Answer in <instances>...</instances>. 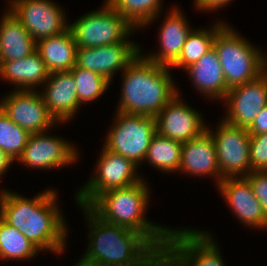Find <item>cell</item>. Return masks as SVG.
Segmentation results:
<instances>
[{
  "label": "cell",
  "instance_id": "cell-1",
  "mask_svg": "<svg viewBox=\"0 0 267 266\" xmlns=\"http://www.w3.org/2000/svg\"><path fill=\"white\" fill-rule=\"evenodd\" d=\"M57 192L44 190L33 198L2 190L0 217L36 245L41 251H65L67 226L57 205Z\"/></svg>",
  "mask_w": 267,
  "mask_h": 266
},
{
  "label": "cell",
  "instance_id": "cell-2",
  "mask_svg": "<svg viewBox=\"0 0 267 266\" xmlns=\"http://www.w3.org/2000/svg\"><path fill=\"white\" fill-rule=\"evenodd\" d=\"M89 247L77 263L101 266H162V253L141 233L99 218L88 206Z\"/></svg>",
  "mask_w": 267,
  "mask_h": 266
},
{
  "label": "cell",
  "instance_id": "cell-3",
  "mask_svg": "<svg viewBox=\"0 0 267 266\" xmlns=\"http://www.w3.org/2000/svg\"><path fill=\"white\" fill-rule=\"evenodd\" d=\"M170 71L140 53L123 71L117 111L156 116L179 93Z\"/></svg>",
  "mask_w": 267,
  "mask_h": 266
},
{
  "label": "cell",
  "instance_id": "cell-4",
  "mask_svg": "<svg viewBox=\"0 0 267 266\" xmlns=\"http://www.w3.org/2000/svg\"><path fill=\"white\" fill-rule=\"evenodd\" d=\"M149 189L146 181L142 179L131 186L103 192L88 207L105 222L143 234L163 253L170 228L154 225L146 219Z\"/></svg>",
  "mask_w": 267,
  "mask_h": 266
},
{
  "label": "cell",
  "instance_id": "cell-5",
  "mask_svg": "<svg viewBox=\"0 0 267 266\" xmlns=\"http://www.w3.org/2000/svg\"><path fill=\"white\" fill-rule=\"evenodd\" d=\"M239 34L226 24L213 42L229 89L255 80L263 73L264 54Z\"/></svg>",
  "mask_w": 267,
  "mask_h": 266
},
{
  "label": "cell",
  "instance_id": "cell-6",
  "mask_svg": "<svg viewBox=\"0 0 267 266\" xmlns=\"http://www.w3.org/2000/svg\"><path fill=\"white\" fill-rule=\"evenodd\" d=\"M170 229L162 266H225L218 245L208 232Z\"/></svg>",
  "mask_w": 267,
  "mask_h": 266
},
{
  "label": "cell",
  "instance_id": "cell-7",
  "mask_svg": "<svg viewBox=\"0 0 267 266\" xmlns=\"http://www.w3.org/2000/svg\"><path fill=\"white\" fill-rule=\"evenodd\" d=\"M77 47H100L123 41L136 31L123 15L106 1L99 11L84 14L69 25ZM132 32V33H131Z\"/></svg>",
  "mask_w": 267,
  "mask_h": 266
},
{
  "label": "cell",
  "instance_id": "cell-8",
  "mask_svg": "<svg viewBox=\"0 0 267 266\" xmlns=\"http://www.w3.org/2000/svg\"><path fill=\"white\" fill-rule=\"evenodd\" d=\"M114 117L116 124L111 126L104 147L139 165L145 161L152 137L156 134L155 116L117 111Z\"/></svg>",
  "mask_w": 267,
  "mask_h": 266
},
{
  "label": "cell",
  "instance_id": "cell-9",
  "mask_svg": "<svg viewBox=\"0 0 267 266\" xmlns=\"http://www.w3.org/2000/svg\"><path fill=\"white\" fill-rule=\"evenodd\" d=\"M95 174L75 196L79 206H89L105 191L131 186L142 180L132 160L107 150L104 146L97 161Z\"/></svg>",
  "mask_w": 267,
  "mask_h": 266
},
{
  "label": "cell",
  "instance_id": "cell-10",
  "mask_svg": "<svg viewBox=\"0 0 267 266\" xmlns=\"http://www.w3.org/2000/svg\"><path fill=\"white\" fill-rule=\"evenodd\" d=\"M216 132L207 127L215 141L220 175L225 178L246 177L251 172L249 143L251 135L246 128L221 120Z\"/></svg>",
  "mask_w": 267,
  "mask_h": 266
},
{
  "label": "cell",
  "instance_id": "cell-11",
  "mask_svg": "<svg viewBox=\"0 0 267 266\" xmlns=\"http://www.w3.org/2000/svg\"><path fill=\"white\" fill-rule=\"evenodd\" d=\"M8 4V10L36 42L69 29L65 12L51 0H10Z\"/></svg>",
  "mask_w": 267,
  "mask_h": 266
},
{
  "label": "cell",
  "instance_id": "cell-12",
  "mask_svg": "<svg viewBox=\"0 0 267 266\" xmlns=\"http://www.w3.org/2000/svg\"><path fill=\"white\" fill-rule=\"evenodd\" d=\"M0 109L30 134L48 131L57 123L48 112L40 91L13 90L2 98Z\"/></svg>",
  "mask_w": 267,
  "mask_h": 266
},
{
  "label": "cell",
  "instance_id": "cell-13",
  "mask_svg": "<svg viewBox=\"0 0 267 266\" xmlns=\"http://www.w3.org/2000/svg\"><path fill=\"white\" fill-rule=\"evenodd\" d=\"M223 101H226L227 112L222 119L248 129L267 105V74L262 73L255 80L230 88Z\"/></svg>",
  "mask_w": 267,
  "mask_h": 266
},
{
  "label": "cell",
  "instance_id": "cell-14",
  "mask_svg": "<svg viewBox=\"0 0 267 266\" xmlns=\"http://www.w3.org/2000/svg\"><path fill=\"white\" fill-rule=\"evenodd\" d=\"M134 41L100 47H78L76 66L107 78L111 83L113 75L125 68L142 52L140 46Z\"/></svg>",
  "mask_w": 267,
  "mask_h": 266
},
{
  "label": "cell",
  "instance_id": "cell-15",
  "mask_svg": "<svg viewBox=\"0 0 267 266\" xmlns=\"http://www.w3.org/2000/svg\"><path fill=\"white\" fill-rule=\"evenodd\" d=\"M46 134V135H45ZM62 137L47 135V131L31 134L21 155L17 158L26 167L53 169L73 164L78 152Z\"/></svg>",
  "mask_w": 267,
  "mask_h": 266
},
{
  "label": "cell",
  "instance_id": "cell-16",
  "mask_svg": "<svg viewBox=\"0 0 267 266\" xmlns=\"http://www.w3.org/2000/svg\"><path fill=\"white\" fill-rule=\"evenodd\" d=\"M180 95V93L176 94L166 104L155 116V122L156 133L184 143L202 135L207 130V126L201 114L183 103Z\"/></svg>",
  "mask_w": 267,
  "mask_h": 266
},
{
  "label": "cell",
  "instance_id": "cell-17",
  "mask_svg": "<svg viewBox=\"0 0 267 266\" xmlns=\"http://www.w3.org/2000/svg\"><path fill=\"white\" fill-rule=\"evenodd\" d=\"M221 196L244 225L256 229L267 228V218L245 177L225 178L218 185Z\"/></svg>",
  "mask_w": 267,
  "mask_h": 266
},
{
  "label": "cell",
  "instance_id": "cell-18",
  "mask_svg": "<svg viewBox=\"0 0 267 266\" xmlns=\"http://www.w3.org/2000/svg\"><path fill=\"white\" fill-rule=\"evenodd\" d=\"M44 85V92L40 93L48 112L58 124L68 122L80 107L72 73L70 71L50 73Z\"/></svg>",
  "mask_w": 267,
  "mask_h": 266
},
{
  "label": "cell",
  "instance_id": "cell-19",
  "mask_svg": "<svg viewBox=\"0 0 267 266\" xmlns=\"http://www.w3.org/2000/svg\"><path fill=\"white\" fill-rule=\"evenodd\" d=\"M179 170L189 175L213 176L217 178V185L223 180L217 163L215 141L207 130L183 143Z\"/></svg>",
  "mask_w": 267,
  "mask_h": 266
},
{
  "label": "cell",
  "instance_id": "cell-20",
  "mask_svg": "<svg viewBox=\"0 0 267 266\" xmlns=\"http://www.w3.org/2000/svg\"><path fill=\"white\" fill-rule=\"evenodd\" d=\"M191 31L185 15L174 6L164 19L159 32L160 51L144 57L158 65L170 67L178 59Z\"/></svg>",
  "mask_w": 267,
  "mask_h": 266
},
{
  "label": "cell",
  "instance_id": "cell-21",
  "mask_svg": "<svg viewBox=\"0 0 267 266\" xmlns=\"http://www.w3.org/2000/svg\"><path fill=\"white\" fill-rule=\"evenodd\" d=\"M196 91L208 98L223 100L229 88L224 79L220 60L214 48L205 53L196 63L185 69Z\"/></svg>",
  "mask_w": 267,
  "mask_h": 266
},
{
  "label": "cell",
  "instance_id": "cell-22",
  "mask_svg": "<svg viewBox=\"0 0 267 266\" xmlns=\"http://www.w3.org/2000/svg\"><path fill=\"white\" fill-rule=\"evenodd\" d=\"M49 74L37 51L22 59L0 61V77L15 84V90L35 91V86L44 84Z\"/></svg>",
  "mask_w": 267,
  "mask_h": 266
},
{
  "label": "cell",
  "instance_id": "cell-23",
  "mask_svg": "<svg viewBox=\"0 0 267 266\" xmlns=\"http://www.w3.org/2000/svg\"><path fill=\"white\" fill-rule=\"evenodd\" d=\"M36 51V41L7 9L0 21V61L22 59Z\"/></svg>",
  "mask_w": 267,
  "mask_h": 266
},
{
  "label": "cell",
  "instance_id": "cell-24",
  "mask_svg": "<svg viewBox=\"0 0 267 266\" xmlns=\"http://www.w3.org/2000/svg\"><path fill=\"white\" fill-rule=\"evenodd\" d=\"M77 48L70 29L36 42V51L49 73L70 71L76 65Z\"/></svg>",
  "mask_w": 267,
  "mask_h": 266
},
{
  "label": "cell",
  "instance_id": "cell-25",
  "mask_svg": "<svg viewBox=\"0 0 267 266\" xmlns=\"http://www.w3.org/2000/svg\"><path fill=\"white\" fill-rule=\"evenodd\" d=\"M226 25L224 22H218L210 29L192 30L188 35L178 59L169 67L188 68L196 63L205 53L213 48V42L216 34Z\"/></svg>",
  "mask_w": 267,
  "mask_h": 266
},
{
  "label": "cell",
  "instance_id": "cell-26",
  "mask_svg": "<svg viewBox=\"0 0 267 266\" xmlns=\"http://www.w3.org/2000/svg\"><path fill=\"white\" fill-rule=\"evenodd\" d=\"M183 143L156 133L150 142L145 160L162 172L179 171Z\"/></svg>",
  "mask_w": 267,
  "mask_h": 266
},
{
  "label": "cell",
  "instance_id": "cell-27",
  "mask_svg": "<svg viewBox=\"0 0 267 266\" xmlns=\"http://www.w3.org/2000/svg\"><path fill=\"white\" fill-rule=\"evenodd\" d=\"M41 250L0 217V259L29 260Z\"/></svg>",
  "mask_w": 267,
  "mask_h": 266
},
{
  "label": "cell",
  "instance_id": "cell-28",
  "mask_svg": "<svg viewBox=\"0 0 267 266\" xmlns=\"http://www.w3.org/2000/svg\"><path fill=\"white\" fill-rule=\"evenodd\" d=\"M135 28L150 25L160 15L161 0H106Z\"/></svg>",
  "mask_w": 267,
  "mask_h": 266
},
{
  "label": "cell",
  "instance_id": "cell-29",
  "mask_svg": "<svg viewBox=\"0 0 267 266\" xmlns=\"http://www.w3.org/2000/svg\"><path fill=\"white\" fill-rule=\"evenodd\" d=\"M76 83L80 105L90 103L105 93L111 82L95 72L79 68L76 65L70 70ZM83 103V104H82Z\"/></svg>",
  "mask_w": 267,
  "mask_h": 266
},
{
  "label": "cell",
  "instance_id": "cell-30",
  "mask_svg": "<svg viewBox=\"0 0 267 266\" xmlns=\"http://www.w3.org/2000/svg\"><path fill=\"white\" fill-rule=\"evenodd\" d=\"M31 134L15 124L0 109V150L13 161L21 155Z\"/></svg>",
  "mask_w": 267,
  "mask_h": 266
},
{
  "label": "cell",
  "instance_id": "cell-31",
  "mask_svg": "<svg viewBox=\"0 0 267 266\" xmlns=\"http://www.w3.org/2000/svg\"><path fill=\"white\" fill-rule=\"evenodd\" d=\"M249 150L251 171L267 170V133L251 135Z\"/></svg>",
  "mask_w": 267,
  "mask_h": 266
},
{
  "label": "cell",
  "instance_id": "cell-32",
  "mask_svg": "<svg viewBox=\"0 0 267 266\" xmlns=\"http://www.w3.org/2000/svg\"><path fill=\"white\" fill-rule=\"evenodd\" d=\"M245 178L249 181L255 197L261 204L264 216L267 218V170L251 171Z\"/></svg>",
  "mask_w": 267,
  "mask_h": 266
},
{
  "label": "cell",
  "instance_id": "cell-33",
  "mask_svg": "<svg viewBox=\"0 0 267 266\" xmlns=\"http://www.w3.org/2000/svg\"><path fill=\"white\" fill-rule=\"evenodd\" d=\"M247 130L250 135L267 133V105L258 113Z\"/></svg>",
  "mask_w": 267,
  "mask_h": 266
},
{
  "label": "cell",
  "instance_id": "cell-34",
  "mask_svg": "<svg viewBox=\"0 0 267 266\" xmlns=\"http://www.w3.org/2000/svg\"><path fill=\"white\" fill-rule=\"evenodd\" d=\"M230 1L232 0H194V5L198 10L212 12V10L217 11L219 8L226 6Z\"/></svg>",
  "mask_w": 267,
  "mask_h": 266
},
{
  "label": "cell",
  "instance_id": "cell-35",
  "mask_svg": "<svg viewBox=\"0 0 267 266\" xmlns=\"http://www.w3.org/2000/svg\"><path fill=\"white\" fill-rule=\"evenodd\" d=\"M13 160L3 151L0 150V178L7 172ZM2 175V176H1Z\"/></svg>",
  "mask_w": 267,
  "mask_h": 266
},
{
  "label": "cell",
  "instance_id": "cell-36",
  "mask_svg": "<svg viewBox=\"0 0 267 266\" xmlns=\"http://www.w3.org/2000/svg\"><path fill=\"white\" fill-rule=\"evenodd\" d=\"M262 69H263V73L267 74V57H266V55L262 56Z\"/></svg>",
  "mask_w": 267,
  "mask_h": 266
},
{
  "label": "cell",
  "instance_id": "cell-37",
  "mask_svg": "<svg viewBox=\"0 0 267 266\" xmlns=\"http://www.w3.org/2000/svg\"><path fill=\"white\" fill-rule=\"evenodd\" d=\"M73 266H101V265L89 264V263H76Z\"/></svg>",
  "mask_w": 267,
  "mask_h": 266
}]
</instances>
